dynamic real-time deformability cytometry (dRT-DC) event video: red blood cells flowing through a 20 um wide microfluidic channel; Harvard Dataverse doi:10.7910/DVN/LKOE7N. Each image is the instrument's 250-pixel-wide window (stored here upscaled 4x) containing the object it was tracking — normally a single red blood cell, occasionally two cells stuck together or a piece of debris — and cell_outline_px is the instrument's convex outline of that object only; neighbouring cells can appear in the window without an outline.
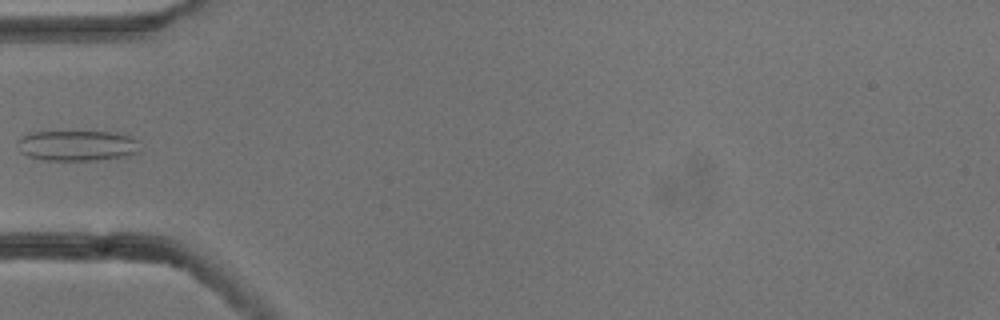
{"species": "common noctule bat (a hibernating species)", "species_latin": "Nyctalus noctula", "temperature_condition": "cold", "stored_images_in_passage": 7, "camera_frame_rate_fps": 3000, "um_per_image_px": 0.085, "animal": {"sex": "male", "body_mass_g": 13.3}, "frame": {"image": 1, "passage_image": 6, "time_ms": 1.667, "image_size_px": [1000, 320], "cell_outline_px": [[140, 152], [124, 156], [96, 160], [44, 160], [28, 156], [20, 152], [16, 144], [20, 136], [32, 132], [116, 132], [132, 136], [136, 140]], "centroid_in_image_um": [6.53, 12.37], "position_along_channel_um": 78.5, "area_um2": 21.85}}
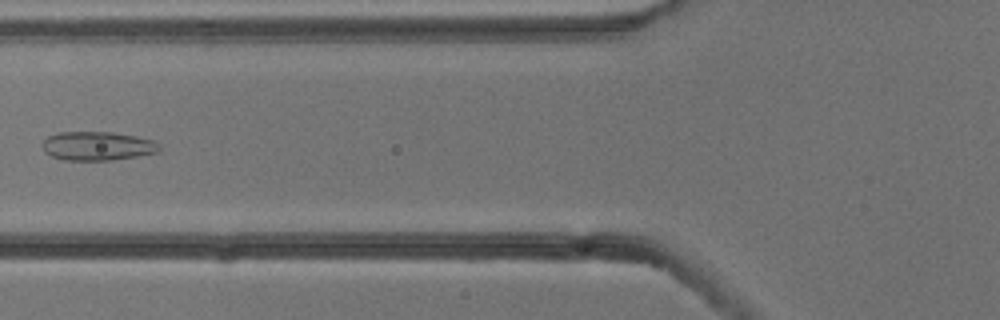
{"frame": {"image": 2, "passage_image": 7, "time_ms": 2.0, "image_size_px": [1000, 320], "cell_outline_px": [[160, 152], [112, 160], [64, 160], [52, 156], [44, 152], [40, 144], [48, 136], [56, 132], [112, 132], [136, 136], [152, 140], [160, 144]], "centroid_in_image_um": [8.26, 12.4], "position_along_channel_um": 117.5, "area_um2": 19.83}}